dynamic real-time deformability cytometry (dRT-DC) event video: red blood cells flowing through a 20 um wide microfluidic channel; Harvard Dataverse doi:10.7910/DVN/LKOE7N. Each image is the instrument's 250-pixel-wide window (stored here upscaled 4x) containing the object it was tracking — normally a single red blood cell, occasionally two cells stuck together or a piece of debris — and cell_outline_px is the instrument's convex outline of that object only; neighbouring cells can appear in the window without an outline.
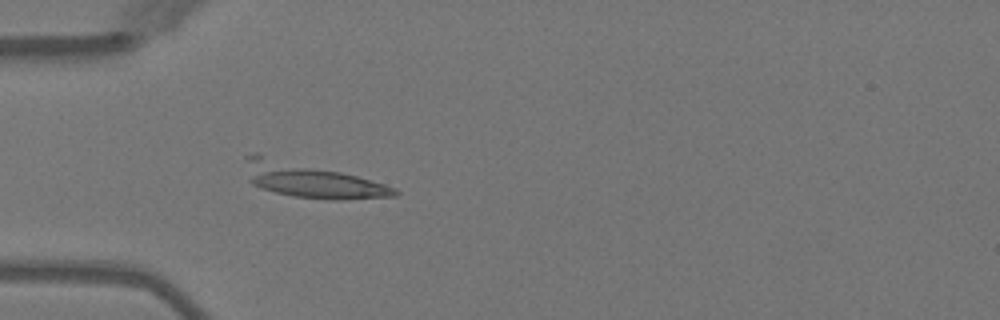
{"species": "Egyptian fruit bat (a non-hibernating species)", "species_latin": "Rousettus aegyptiacus", "temperature_condition": "warm", "stored_images_in_passage": 4, "camera_frame_rate_fps": 3000, "um_per_image_px": 0.085, "animal": {"sex": "female"}, "frame": {"image": 1, "passage_image": 4, "time_ms": 3.667, "image_size_px": [1000, 320], "cell_outline_px": [[400, 192], [396, 196], [340, 200], [332, 200], [292, 196], [260, 188], [252, 184], [248, 180], [244, 156], [256, 152], [340, 172], [356, 176], [384, 184], [396, 188]], "centroid_in_image_um": [26.38, 15.31], "position_along_channel_um": 58.6, "area_um2": 29.94}}